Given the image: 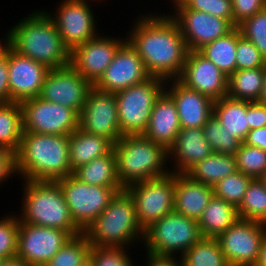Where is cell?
Here are the masks:
<instances>
[{
	"mask_svg": "<svg viewBox=\"0 0 266 266\" xmlns=\"http://www.w3.org/2000/svg\"><path fill=\"white\" fill-rule=\"evenodd\" d=\"M237 27L241 35L251 41L266 59V7Z\"/></svg>",
	"mask_w": 266,
	"mask_h": 266,
	"instance_id": "41",
	"label": "cell"
},
{
	"mask_svg": "<svg viewBox=\"0 0 266 266\" xmlns=\"http://www.w3.org/2000/svg\"><path fill=\"white\" fill-rule=\"evenodd\" d=\"M164 79L149 77L115 93L119 128L122 135L143 134L156 99L165 90Z\"/></svg>",
	"mask_w": 266,
	"mask_h": 266,
	"instance_id": "8",
	"label": "cell"
},
{
	"mask_svg": "<svg viewBox=\"0 0 266 266\" xmlns=\"http://www.w3.org/2000/svg\"><path fill=\"white\" fill-rule=\"evenodd\" d=\"M178 79L213 101L226 97L228 93V76L199 51H188Z\"/></svg>",
	"mask_w": 266,
	"mask_h": 266,
	"instance_id": "20",
	"label": "cell"
},
{
	"mask_svg": "<svg viewBox=\"0 0 266 266\" xmlns=\"http://www.w3.org/2000/svg\"><path fill=\"white\" fill-rule=\"evenodd\" d=\"M213 153L211 145L204 137L203 128H181L168 149V165L171 167L170 163L173 161L174 169H171V172L186 173L196 163Z\"/></svg>",
	"mask_w": 266,
	"mask_h": 266,
	"instance_id": "23",
	"label": "cell"
},
{
	"mask_svg": "<svg viewBox=\"0 0 266 266\" xmlns=\"http://www.w3.org/2000/svg\"><path fill=\"white\" fill-rule=\"evenodd\" d=\"M83 234L91 246L129 248L144 241L145 231L138 223L135 201L128 191L117 192Z\"/></svg>",
	"mask_w": 266,
	"mask_h": 266,
	"instance_id": "5",
	"label": "cell"
},
{
	"mask_svg": "<svg viewBox=\"0 0 266 266\" xmlns=\"http://www.w3.org/2000/svg\"><path fill=\"white\" fill-rule=\"evenodd\" d=\"M156 14H140L126 34L127 41L150 77L178 79L189 50L176 21L169 14Z\"/></svg>",
	"mask_w": 266,
	"mask_h": 266,
	"instance_id": "1",
	"label": "cell"
},
{
	"mask_svg": "<svg viewBox=\"0 0 266 266\" xmlns=\"http://www.w3.org/2000/svg\"><path fill=\"white\" fill-rule=\"evenodd\" d=\"M113 145L105 137L87 133L78 127L69 135V162L72 172L95 158L109 154Z\"/></svg>",
	"mask_w": 266,
	"mask_h": 266,
	"instance_id": "26",
	"label": "cell"
},
{
	"mask_svg": "<svg viewBox=\"0 0 266 266\" xmlns=\"http://www.w3.org/2000/svg\"><path fill=\"white\" fill-rule=\"evenodd\" d=\"M175 9H192L229 20L234 25L232 0H171Z\"/></svg>",
	"mask_w": 266,
	"mask_h": 266,
	"instance_id": "40",
	"label": "cell"
},
{
	"mask_svg": "<svg viewBox=\"0 0 266 266\" xmlns=\"http://www.w3.org/2000/svg\"><path fill=\"white\" fill-rule=\"evenodd\" d=\"M128 250H131L130 247L125 249V247L91 246L89 258L95 266H134Z\"/></svg>",
	"mask_w": 266,
	"mask_h": 266,
	"instance_id": "43",
	"label": "cell"
},
{
	"mask_svg": "<svg viewBox=\"0 0 266 266\" xmlns=\"http://www.w3.org/2000/svg\"><path fill=\"white\" fill-rule=\"evenodd\" d=\"M9 88L13 102L39 97L49 68L8 48Z\"/></svg>",
	"mask_w": 266,
	"mask_h": 266,
	"instance_id": "21",
	"label": "cell"
},
{
	"mask_svg": "<svg viewBox=\"0 0 266 266\" xmlns=\"http://www.w3.org/2000/svg\"><path fill=\"white\" fill-rule=\"evenodd\" d=\"M0 266H25L17 257L3 259Z\"/></svg>",
	"mask_w": 266,
	"mask_h": 266,
	"instance_id": "53",
	"label": "cell"
},
{
	"mask_svg": "<svg viewBox=\"0 0 266 266\" xmlns=\"http://www.w3.org/2000/svg\"><path fill=\"white\" fill-rule=\"evenodd\" d=\"M237 171L235 156L213 153L196 163L185 174L194 181L214 186Z\"/></svg>",
	"mask_w": 266,
	"mask_h": 266,
	"instance_id": "30",
	"label": "cell"
},
{
	"mask_svg": "<svg viewBox=\"0 0 266 266\" xmlns=\"http://www.w3.org/2000/svg\"><path fill=\"white\" fill-rule=\"evenodd\" d=\"M266 233V224L238 219L216 240L229 266H254Z\"/></svg>",
	"mask_w": 266,
	"mask_h": 266,
	"instance_id": "14",
	"label": "cell"
},
{
	"mask_svg": "<svg viewBox=\"0 0 266 266\" xmlns=\"http://www.w3.org/2000/svg\"><path fill=\"white\" fill-rule=\"evenodd\" d=\"M126 190L135 201L137 220L144 231L174 210V172L131 184Z\"/></svg>",
	"mask_w": 266,
	"mask_h": 266,
	"instance_id": "10",
	"label": "cell"
},
{
	"mask_svg": "<svg viewBox=\"0 0 266 266\" xmlns=\"http://www.w3.org/2000/svg\"><path fill=\"white\" fill-rule=\"evenodd\" d=\"M57 182L63 191L71 218L82 232L106 209L117 192L125 189L85 184L73 175Z\"/></svg>",
	"mask_w": 266,
	"mask_h": 266,
	"instance_id": "9",
	"label": "cell"
},
{
	"mask_svg": "<svg viewBox=\"0 0 266 266\" xmlns=\"http://www.w3.org/2000/svg\"><path fill=\"white\" fill-rule=\"evenodd\" d=\"M16 160L22 180L58 181L73 175L69 135L23 132Z\"/></svg>",
	"mask_w": 266,
	"mask_h": 266,
	"instance_id": "3",
	"label": "cell"
},
{
	"mask_svg": "<svg viewBox=\"0 0 266 266\" xmlns=\"http://www.w3.org/2000/svg\"><path fill=\"white\" fill-rule=\"evenodd\" d=\"M117 174L121 185H129L166 176L168 150L143 134L123 135L114 145Z\"/></svg>",
	"mask_w": 266,
	"mask_h": 266,
	"instance_id": "4",
	"label": "cell"
},
{
	"mask_svg": "<svg viewBox=\"0 0 266 266\" xmlns=\"http://www.w3.org/2000/svg\"><path fill=\"white\" fill-rule=\"evenodd\" d=\"M239 172L259 179L266 172V151L255 146L241 143L235 154Z\"/></svg>",
	"mask_w": 266,
	"mask_h": 266,
	"instance_id": "39",
	"label": "cell"
},
{
	"mask_svg": "<svg viewBox=\"0 0 266 266\" xmlns=\"http://www.w3.org/2000/svg\"><path fill=\"white\" fill-rule=\"evenodd\" d=\"M13 214L0 218V257L3 259L16 257L17 254L19 217Z\"/></svg>",
	"mask_w": 266,
	"mask_h": 266,
	"instance_id": "42",
	"label": "cell"
},
{
	"mask_svg": "<svg viewBox=\"0 0 266 266\" xmlns=\"http://www.w3.org/2000/svg\"><path fill=\"white\" fill-rule=\"evenodd\" d=\"M20 104L23 132L70 135L79 127V114L70 107L40 97L25 100Z\"/></svg>",
	"mask_w": 266,
	"mask_h": 266,
	"instance_id": "11",
	"label": "cell"
},
{
	"mask_svg": "<svg viewBox=\"0 0 266 266\" xmlns=\"http://www.w3.org/2000/svg\"><path fill=\"white\" fill-rule=\"evenodd\" d=\"M241 36L240 30L235 27L227 35L205 44L198 51L229 77L236 71V48Z\"/></svg>",
	"mask_w": 266,
	"mask_h": 266,
	"instance_id": "31",
	"label": "cell"
},
{
	"mask_svg": "<svg viewBox=\"0 0 266 266\" xmlns=\"http://www.w3.org/2000/svg\"><path fill=\"white\" fill-rule=\"evenodd\" d=\"M81 266H95V264L90 258H88Z\"/></svg>",
	"mask_w": 266,
	"mask_h": 266,
	"instance_id": "55",
	"label": "cell"
},
{
	"mask_svg": "<svg viewBox=\"0 0 266 266\" xmlns=\"http://www.w3.org/2000/svg\"><path fill=\"white\" fill-rule=\"evenodd\" d=\"M181 266H229L216 238L202 237L180 258Z\"/></svg>",
	"mask_w": 266,
	"mask_h": 266,
	"instance_id": "34",
	"label": "cell"
},
{
	"mask_svg": "<svg viewBox=\"0 0 266 266\" xmlns=\"http://www.w3.org/2000/svg\"><path fill=\"white\" fill-rule=\"evenodd\" d=\"M264 76L265 68L236 70L228 77L227 96L237 100L258 101Z\"/></svg>",
	"mask_w": 266,
	"mask_h": 266,
	"instance_id": "32",
	"label": "cell"
},
{
	"mask_svg": "<svg viewBox=\"0 0 266 266\" xmlns=\"http://www.w3.org/2000/svg\"><path fill=\"white\" fill-rule=\"evenodd\" d=\"M13 102L9 88L8 49L0 58V103Z\"/></svg>",
	"mask_w": 266,
	"mask_h": 266,
	"instance_id": "47",
	"label": "cell"
},
{
	"mask_svg": "<svg viewBox=\"0 0 266 266\" xmlns=\"http://www.w3.org/2000/svg\"><path fill=\"white\" fill-rule=\"evenodd\" d=\"M149 77L137 51L126 41L93 86L104 92L116 93L142 83Z\"/></svg>",
	"mask_w": 266,
	"mask_h": 266,
	"instance_id": "19",
	"label": "cell"
},
{
	"mask_svg": "<svg viewBox=\"0 0 266 266\" xmlns=\"http://www.w3.org/2000/svg\"><path fill=\"white\" fill-rule=\"evenodd\" d=\"M169 15L178 24L189 51H198L235 28L229 20L192 9H174Z\"/></svg>",
	"mask_w": 266,
	"mask_h": 266,
	"instance_id": "17",
	"label": "cell"
},
{
	"mask_svg": "<svg viewBox=\"0 0 266 266\" xmlns=\"http://www.w3.org/2000/svg\"><path fill=\"white\" fill-rule=\"evenodd\" d=\"M79 128L103 136L115 144L123 136L119 128L115 93L104 92L93 86L79 114Z\"/></svg>",
	"mask_w": 266,
	"mask_h": 266,
	"instance_id": "15",
	"label": "cell"
},
{
	"mask_svg": "<svg viewBox=\"0 0 266 266\" xmlns=\"http://www.w3.org/2000/svg\"><path fill=\"white\" fill-rule=\"evenodd\" d=\"M202 238L197 220L172 211L145 230L146 254L157 257H178Z\"/></svg>",
	"mask_w": 266,
	"mask_h": 266,
	"instance_id": "7",
	"label": "cell"
},
{
	"mask_svg": "<svg viewBox=\"0 0 266 266\" xmlns=\"http://www.w3.org/2000/svg\"><path fill=\"white\" fill-rule=\"evenodd\" d=\"M239 218L237 208L213 196L198 220L202 237L216 238L229 229Z\"/></svg>",
	"mask_w": 266,
	"mask_h": 266,
	"instance_id": "28",
	"label": "cell"
},
{
	"mask_svg": "<svg viewBox=\"0 0 266 266\" xmlns=\"http://www.w3.org/2000/svg\"><path fill=\"white\" fill-rule=\"evenodd\" d=\"M112 37L98 34L70 53V64L92 85L99 80L118 49L127 41L126 36L124 39Z\"/></svg>",
	"mask_w": 266,
	"mask_h": 266,
	"instance_id": "18",
	"label": "cell"
},
{
	"mask_svg": "<svg viewBox=\"0 0 266 266\" xmlns=\"http://www.w3.org/2000/svg\"><path fill=\"white\" fill-rule=\"evenodd\" d=\"M165 91L176 103L181 128H202L213 115L214 101L179 79L166 81Z\"/></svg>",
	"mask_w": 266,
	"mask_h": 266,
	"instance_id": "22",
	"label": "cell"
},
{
	"mask_svg": "<svg viewBox=\"0 0 266 266\" xmlns=\"http://www.w3.org/2000/svg\"><path fill=\"white\" fill-rule=\"evenodd\" d=\"M180 130L176 103L164 90L154 103L148 126L143 135L168 150Z\"/></svg>",
	"mask_w": 266,
	"mask_h": 266,
	"instance_id": "24",
	"label": "cell"
},
{
	"mask_svg": "<svg viewBox=\"0 0 266 266\" xmlns=\"http://www.w3.org/2000/svg\"><path fill=\"white\" fill-rule=\"evenodd\" d=\"M174 211L199 220L214 196L213 186L192 180L185 173H174Z\"/></svg>",
	"mask_w": 266,
	"mask_h": 266,
	"instance_id": "25",
	"label": "cell"
},
{
	"mask_svg": "<svg viewBox=\"0 0 266 266\" xmlns=\"http://www.w3.org/2000/svg\"><path fill=\"white\" fill-rule=\"evenodd\" d=\"M240 219L266 224V187L260 179H252L237 208Z\"/></svg>",
	"mask_w": 266,
	"mask_h": 266,
	"instance_id": "35",
	"label": "cell"
},
{
	"mask_svg": "<svg viewBox=\"0 0 266 266\" xmlns=\"http://www.w3.org/2000/svg\"><path fill=\"white\" fill-rule=\"evenodd\" d=\"M243 143L266 151V126L250 130Z\"/></svg>",
	"mask_w": 266,
	"mask_h": 266,
	"instance_id": "49",
	"label": "cell"
},
{
	"mask_svg": "<svg viewBox=\"0 0 266 266\" xmlns=\"http://www.w3.org/2000/svg\"><path fill=\"white\" fill-rule=\"evenodd\" d=\"M265 7L266 0H232L234 26L237 27Z\"/></svg>",
	"mask_w": 266,
	"mask_h": 266,
	"instance_id": "45",
	"label": "cell"
},
{
	"mask_svg": "<svg viewBox=\"0 0 266 266\" xmlns=\"http://www.w3.org/2000/svg\"><path fill=\"white\" fill-rule=\"evenodd\" d=\"M145 255H147L146 266H181L179 257H157L148 254Z\"/></svg>",
	"mask_w": 266,
	"mask_h": 266,
	"instance_id": "50",
	"label": "cell"
},
{
	"mask_svg": "<svg viewBox=\"0 0 266 266\" xmlns=\"http://www.w3.org/2000/svg\"><path fill=\"white\" fill-rule=\"evenodd\" d=\"M91 244L82 233L70 240L45 266H81L90 257Z\"/></svg>",
	"mask_w": 266,
	"mask_h": 266,
	"instance_id": "37",
	"label": "cell"
},
{
	"mask_svg": "<svg viewBox=\"0 0 266 266\" xmlns=\"http://www.w3.org/2000/svg\"><path fill=\"white\" fill-rule=\"evenodd\" d=\"M88 1L90 0H61L55 8V14L48 12L47 8L45 10L53 19L61 40L70 53L98 35V25L92 11L94 8ZM94 1L96 0H92ZM99 1L97 0L98 3Z\"/></svg>",
	"mask_w": 266,
	"mask_h": 266,
	"instance_id": "12",
	"label": "cell"
},
{
	"mask_svg": "<svg viewBox=\"0 0 266 266\" xmlns=\"http://www.w3.org/2000/svg\"><path fill=\"white\" fill-rule=\"evenodd\" d=\"M254 266H266V233L262 240L260 252Z\"/></svg>",
	"mask_w": 266,
	"mask_h": 266,
	"instance_id": "51",
	"label": "cell"
},
{
	"mask_svg": "<svg viewBox=\"0 0 266 266\" xmlns=\"http://www.w3.org/2000/svg\"><path fill=\"white\" fill-rule=\"evenodd\" d=\"M15 22L10 31V47L18 54L42 63L49 69L70 64V51L64 46L56 25L42 9Z\"/></svg>",
	"mask_w": 266,
	"mask_h": 266,
	"instance_id": "2",
	"label": "cell"
},
{
	"mask_svg": "<svg viewBox=\"0 0 266 266\" xmlns=\"http://www.w3.org/2000/svg\"><path fill=\"white\" fill-rule=\"evenodd\" d=\"M13 174L18 175L16 152L0 148V185L12 178Z\"/></svg>",
	"mask_w": 266,
	"mask_h": 266,
	"instance_id": "46",
	"label": "cell"
},
{
	"mask_svg": "<svg viewBox=\"0 0 266 266\" xmlns=\"http://www.w3.org/2000/svg\"><path fill=\"white\" fill-rule=\"evenodd\" d=\"M202 128L214 153L235 156L242 142L228 132L214 114Z\"/></svg>",
	"mask_w": 266,
	"mask_h": 266,
	"instance_id": "36",
	"label": "cell"
},
{
	"mask_svg": "<svg viewBox=\"0 0 266 266\" xmlns=\"http://www.w3.org/2000/svg\"><path fill=\"white\" fill-rule=\"evenodd\" d=\"M24 188L19 220L23 223L56 228L72 237L83 232L71 218L63 191L57 181L23 180Z\"/></svg>",
	"mask_w": 266,
	"mask_h": 266,
	"instance_id": "6",
	"label": "cell"
},
{
	"mask_svg": "<svg viewBox=\"0 0 266 266\" xmlns=\"http://www.w3.org/2000/svg\"><path fill=\"white\" fill-rule=\"evenodd\" d=\"M71 237L64 230L19 220L16 257L25 266H45Z\"/></svg>",
	"mask_w": 266,
	"mask_h": 266,
	"instance_id": "13",
	"label": "cell"
},
{
	"mask_svg": "<svg viewBox=\"0 0 266 266\" xmlns=\"http://www.w3.org/2000/svg\"><path fill=\"white\" fill-rule=\"evenodd\" d=\"M213 114L234 137L242 143L249 128V101L237 100L228 96L214 101Z\"/></svg>",
	"mask_w": 266,
	"mask_h": 266,
	"instance_id": "27",
	"label": "cell"
},
{
	"mask_svg": "<svg viewBox=\"0 0 266 266\" xmlns=\"http://www.w3.org/2000/svg\"><path fill=\"white\" fill-rule=\"evenodd\" d=\"M92 87L93 85L69 64L49 70L39 97L70 107L80 114Z\"/></svg>",
	"mask_w": 266,
	"mask_h": 266,
	"instance_id": "16",
	"label": "cell"
},
{
	"mask_svg": "<svg viewBox=\"0 0 266 266\" xmlns=\"http://www.w3.org/2000/svg\"><path fill=\"white\" fill-rule=\"evenodd\" d=\"M23 135L22 107L18 102L0 103V148L17 152Z\"/></svg>",
	"mask_w": 266,
	"mask_h": 266,
	"instance_id": "33",
	"label": "cell"
},
{
	"mask_svg": "<svg viewBox=\"0 0 266 266\" xmlns=\"http://www.w3.org/2000/svg\"><path fill=\"white\" fill-rule=\"evenodd\" d=\"M236 70L266 68V59L255 45L241 36L237 41Z\"/></svg>",
	"mask_w": 266,
	"mask_h": 266,
	"instance_id": "44",
	"label": "cell"
},
{
	"mask_svg": "<svg viewBox=\"0 0 266 266\" xmlns=\"http://www.w3.org/2000/svg\"><path fill=\"white\" fill-rule=\"evenodd\" d=\"M258 102L266 105V68H265V76L263 79V88L261 90Z\"/></svg>",
	"mask_w": 266,
	"mask_h": 266,
	"instance_id": "54",
	"label": "cell"
},
{
	"mask_svg": "<svg viewBox=\"0 0 266 266\" xmlns=\"http://www.w3.org/2000/svg\"><path fill=\"white\" fill-rule=\"evenodd\" d=\"M266 187V172L259 178Z\"/></svg>",
	"mask_w": 266,
	"mask_h": 266,
	"instance_id": "56",
	"label": "cell"
},
{
	"mask_svg": "<svg viewBox=\"0 0 266 266\" xmlns=\"http://www.w3.org/2000/svg\"><path fill=\"white\" fill-rule=\"evenodd\" d=\"M266 126V105L258 101H249V128L257 129Z\"/></svg>",
	"mask_w": 266,
	"mask_h": 266,
	"instance_id": "48",
	"label": "cell"
},
{
	"mask_svg": "<svg viewBox=\"0 0 266 266\" xmlns=\"http://www.w3.org/2000/svg\"><path fill=\"white\" fill-rule=\"evenodd\" d=\"M73 176L89 185L101 187H123L119 181L116 157L112 150L109 154L93 159L73 171Z\"/></svg>",
	"mask_w": 266,
	"mask_h": 266,
	"instance_id": "29",
	"label": "cell"
},
{
	"mask_svg": "<svg viewBox=\"0 0 266 266\" xmlns=\"http://www.w3.org/2000/svg\"><path fill=\"white\" fill-rule=\"evenodd\" d=\"M7 35L4 34V42L0 40V58L6 54L7 49L10 47V31L8 29V32L6 33ZM6 36V37H5Z\"/></svg>",
	"mask_w": 266,
	"mask_h": 266,
	"instance_id": "52",
	"label": "cell"
},
{
	"mask_svg": "<svg viewBox=\"0 0 266 266\" xmlns=\"http://www.w3.org/2000/svg\"><path fill=\"white\" fill-rule=\"evenodd\" d=\"M252 179L239 171L230 174L213 186L214 196L238 208Z\"/></svg>",
	"mask_w": 266,
	"mask_h": 266,
	"instance_id": "38",
	"label": "cell"
}]
</instances>
